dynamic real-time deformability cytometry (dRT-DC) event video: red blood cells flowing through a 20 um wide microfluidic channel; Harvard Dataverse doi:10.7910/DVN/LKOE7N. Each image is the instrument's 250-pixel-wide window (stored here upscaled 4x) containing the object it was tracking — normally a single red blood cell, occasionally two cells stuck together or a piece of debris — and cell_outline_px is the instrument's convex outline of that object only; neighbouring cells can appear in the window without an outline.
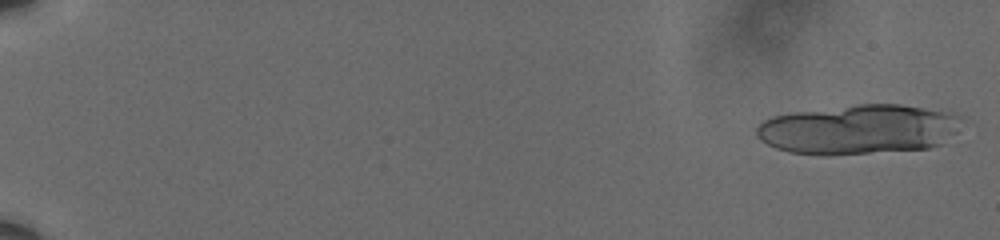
{"species": "human", "species_latin": "Homo sapiens", "temperature_condition": "cold", "stored_images_in_passage": 20, "camera_frame_rate_fps": 3000, "um_per_image_px": 0.085, "donor": {"sex": "male"}, "frame": {"image": 1, "passage_image": 2, "time_ms": 0.333, "image_size_px": [1000, 240], "cell_outline_px": [[964, 116], [956, 132], [940, 144], [928, 148], [868, 152], [788, 152], [776, 148], [760, 140], [756, 136], [756, 128], [764, 120], [772, 116], [792, 112], [856, 104], [900, 104], [952, 112]], "centroid_in_image_um": [73.02, 10.94], "position_along_channel_um": 12.0, "area_um2": 58.38}}
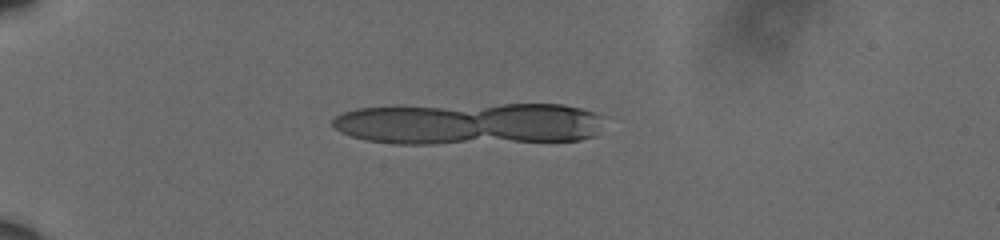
{"frame": {"image": 2, "passage_image": 17, "time_ms": 5.333, "image_size_px": [1000, 240], "cell_outline_px": [[600, 116], [592, 136], [580, 140], [432, 144], [396, 144], [364, 140], [340, 132], [332, 124], [332, 120], [336, 116], [344, 112], [356, 108], [504, 104], [564, 104], [580, 108], [592, 112]], "centroid_in_image_um": [39.79, 10.52], "position_along_channel_um": 45.2, "area_um2": 66.01}}